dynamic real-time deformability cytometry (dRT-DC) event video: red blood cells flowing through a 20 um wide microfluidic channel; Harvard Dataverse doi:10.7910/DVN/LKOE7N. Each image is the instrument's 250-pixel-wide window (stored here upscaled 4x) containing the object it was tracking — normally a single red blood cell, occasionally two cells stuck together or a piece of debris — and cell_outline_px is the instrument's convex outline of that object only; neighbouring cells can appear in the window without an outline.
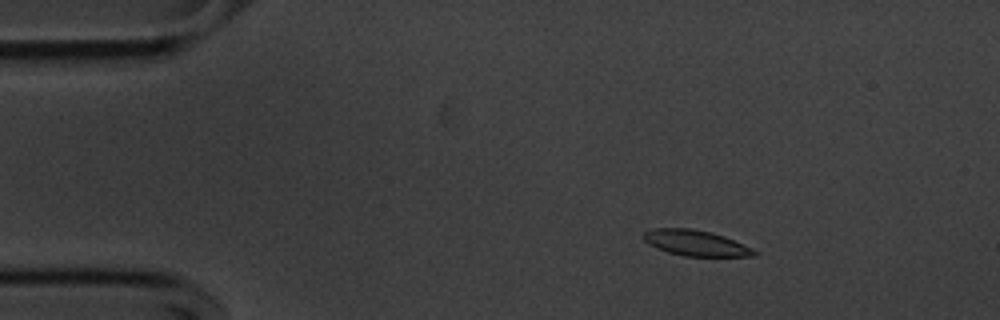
{"species": "common noctule bat (a hibernating species)", "species_latin": "Nyctalus noctula", "temperature_condition": "cold", "stored_images_in_passage": 56, "camera_frame_rate_fps": 3000, "um_per_image_px": 0.085, "animal": {"sex": "male", "body_mass_g": 20.1, "forearm_length_mm": 53.5}, "frame": {"image": 1, "passage_image": 9, "time_ms": 2.667, "image_size_px": [1000, 320], "cell_outline_px": [[760, 252], [756, 256], [684, 256], [668, 252], [656, 248], [648, 244], [644, 240], [644, 232], [652, 228], [692, 228], [724, 236], [752, 248]], "centroid_in_image_um": [59.13, 20.66], "position_along_channel_um": 25.9, "area_um2": 16.53}}
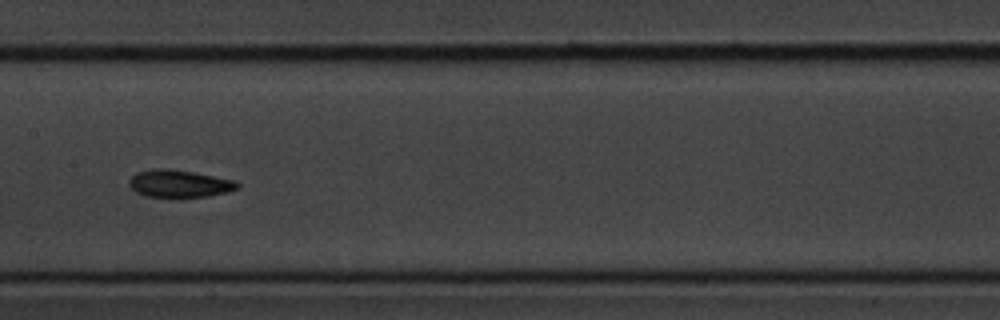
{"frame": {"image": 2, "passage_image": 28, "time_ms": 9.0, "image_size_px": [1000, 320], "cell_outline_px": [[240, 188], [228, 192], [208, 196], [144, 196], [136, 192], [128, 184], [128, 180], [136, 172], [152, 168], [168, 168], [192, 172], [236, 180], [240, 184]], "centroid_in_image_um": [15.24, 15.59], "position_along_channel_um": 192.2, "area_um2": 17.28}}
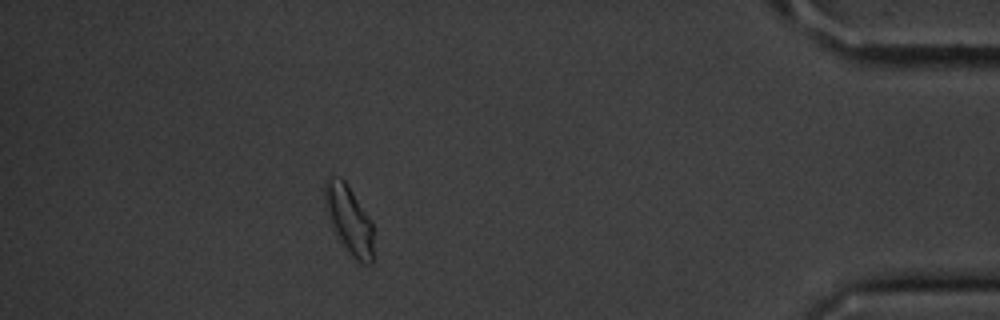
{"frame": {"image": 3, "passage_image": 50, "time_ms": 16.333, "image_size_px": [1000, 320], "cell_outline_px": [[372, 264], [364, 264], [356, 260], [352, 256], [340, 240], [332, 228], [324, 204], [324, 184], [332, 176], [340, 176], [344, 180], [372, 220]], "centroid_in_image_um": [29.66, 18.65], "position_along_channel_um": 405.5, "area_um2": 19.19}, "authors_computed_cell_mechanics": {"area_um2": 17.1666, "velocity_mm_per_s": 3.5846, "shape_relaxation_time_tau1_ms": 3.0189, "shape_relaxation_time_tau2_ms": 3.9325, "deformation_change_tau1": 0.1167, "deformation_change_tau2": 0.0962}}